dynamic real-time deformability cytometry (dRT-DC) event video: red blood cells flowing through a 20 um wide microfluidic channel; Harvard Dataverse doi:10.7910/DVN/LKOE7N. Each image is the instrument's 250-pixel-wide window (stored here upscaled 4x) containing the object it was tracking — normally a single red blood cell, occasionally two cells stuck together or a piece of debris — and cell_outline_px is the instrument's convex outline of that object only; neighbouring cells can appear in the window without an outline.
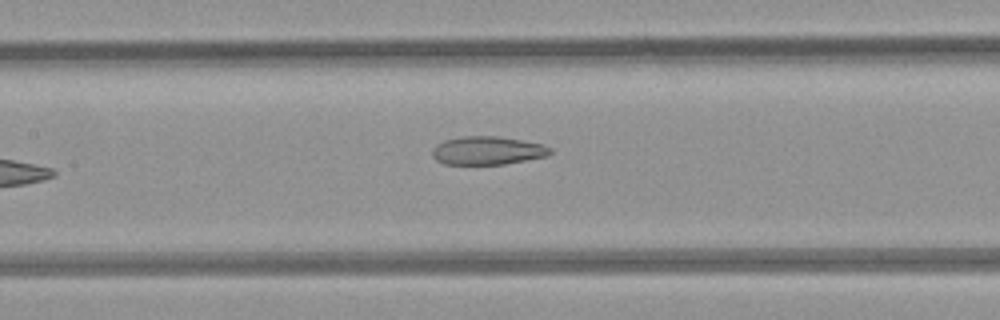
{"species": "common noctule bat (a hibernating species)", "species_latin": "Nyctalus noctula", "temperature_condition": "room temperature", "stored_images_in_passage": 7, "camera_frame_rate_fps": 3000, "um_per_image_px": 0.085, "animal": {"sex": "female", "body_mass_g": 21.9}, "frame": {"image": 1, "passage_image": 7, "time_ms": 7.0, "image_size_px": [1000, 320], "cell_outline_px": [[552, 152], [548, 156], [504, 164], [444, 164], [436, 160], [432, 156], [432, 148], [436, 144], [444, 140], [460, 136], [496, 136], [544, 144], [552, 148]], "centroid_in_image_um": [41.43, 12.79], "position_along_channel_um": 166.0, "area_um2": 19.59}}